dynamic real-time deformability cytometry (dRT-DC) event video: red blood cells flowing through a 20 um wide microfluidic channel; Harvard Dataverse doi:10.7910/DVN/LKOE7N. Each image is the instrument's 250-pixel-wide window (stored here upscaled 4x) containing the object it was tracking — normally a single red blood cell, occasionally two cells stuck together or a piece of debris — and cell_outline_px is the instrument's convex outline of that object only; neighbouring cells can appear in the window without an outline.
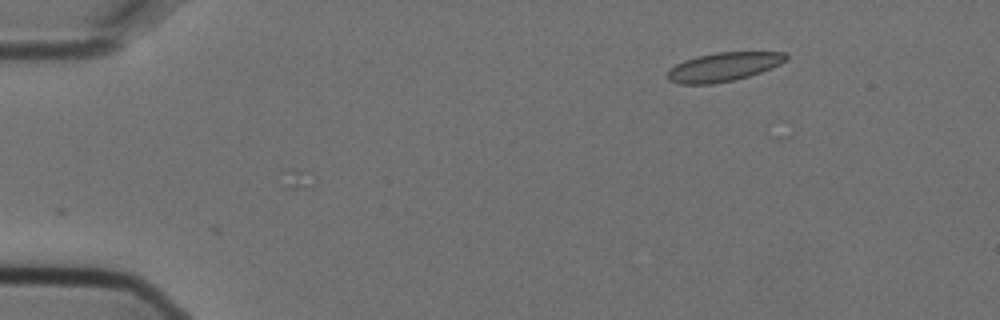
{"species": "Egyptian fruit bat (a non-hibernating species)", "species_latin": "Rousettus aegyptiacus", "temperature_condition": "cold", "stored_images_in_passage": 4, "camera_frame_rate_fps": 3000, "um_per_image_px": 0.085, "animal": {"sex": "female"}, "frame": {"image": 1, "passage_image": 4, "time_ms": 1.0, "image_size_px": [1000, 320], "cell_outline_px": [[788, 56], [780, 64], [772, 68], [748, 76], [732, 80], [712, 84], [680, 84], [668, 80], [668, 72], [676, 64], [684, 60], [696, 56], [716, 52], [784, 52]], "centroid_in_image_um": [61.48, 5.68], "position_along_channel_um": 23.5, "area_um2": 19.71}}